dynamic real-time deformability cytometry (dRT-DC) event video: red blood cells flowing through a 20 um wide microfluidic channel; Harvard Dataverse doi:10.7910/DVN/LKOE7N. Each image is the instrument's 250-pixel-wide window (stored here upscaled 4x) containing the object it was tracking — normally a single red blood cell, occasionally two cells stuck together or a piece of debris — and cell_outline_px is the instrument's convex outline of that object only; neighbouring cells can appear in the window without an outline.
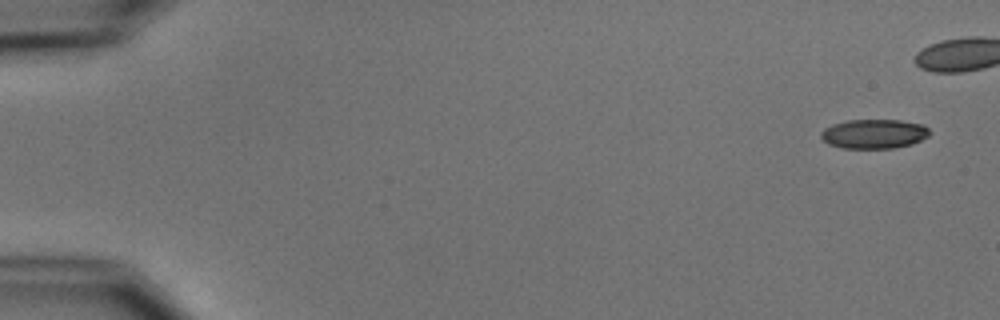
{"species": "common noctule bat (a hibernating species)", "species_latin": "Nyctalus noctula", "temperature_condition": "cold", "stored_images_in_passage": 8, "camera_frame_rate_fps": 3000, "um_per_image_px": 0.085, "animal": {"sex": "male", "body_mass_g": 15.6}, "frame": {"image": 1, "passage_image": 1, "time_ms": 0.0, "image_size_px": [1000, 320], "cell_outline_px": [[932, 132], [928, 136], [912, 144], [892, 148], [840, 148], [828, 144], [820, 136], [820, 132], [824, 128], [832, 124], [848, 120], [900, 120], [924, 124]], "centroid_in_image_um": [74.29, 11.37], "position_along_channel_um": 10.7, "area_um2": 18.73}}
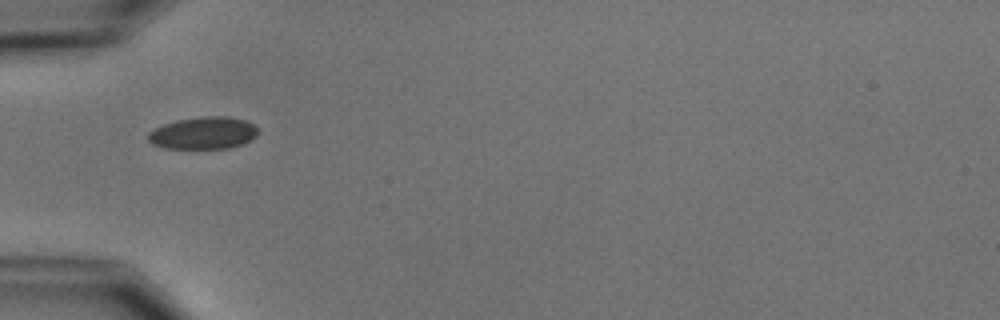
{"frame": {"image": 2, "passage_image": 6, "time_ms": 6.667, "image_size_px": [1000, 320], "cell_outline_px": [[256, 136], [244, 144], [228, 148], [164, 148], [152, 144], [148, 140], [148, 132], [152, 128], [176, 120], [204, 116], [228, 116], [244, 120], [252, 124], [256, 128]], "centroid_in_image_um": [17.25, 11.3], "position_along_channel_um": 67.8, "area_um2": 20.63}}
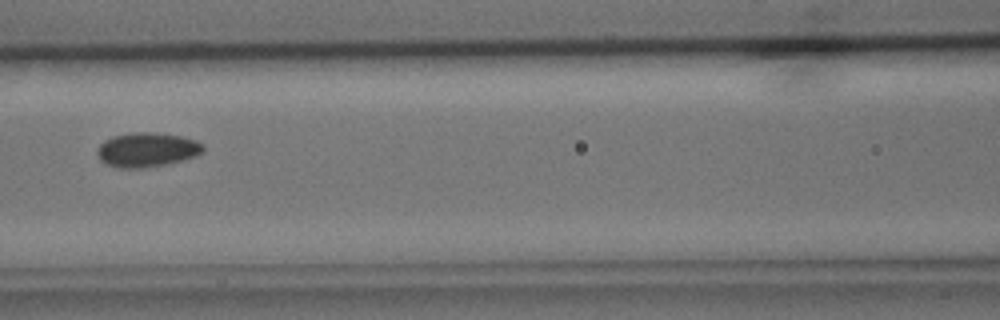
{"frame": {"image": 3, "passage_image": 8, "time_ms": 9.0, "image_size_px": [1000, 320], "cell_outline_px": [[204, 152], [196, 156], [164, 164], [140, 168], [116, 168], [100, 160], [96, 152], [100, 144], [104, 140], [112, 136], [132, 132], [152, 132], [180, 136], [196, 140], [204, 144]], "centroid_in_image_um": [12.48, 12.72], "position_along_channel_um": 154.1, "area_um2": 21.21}}